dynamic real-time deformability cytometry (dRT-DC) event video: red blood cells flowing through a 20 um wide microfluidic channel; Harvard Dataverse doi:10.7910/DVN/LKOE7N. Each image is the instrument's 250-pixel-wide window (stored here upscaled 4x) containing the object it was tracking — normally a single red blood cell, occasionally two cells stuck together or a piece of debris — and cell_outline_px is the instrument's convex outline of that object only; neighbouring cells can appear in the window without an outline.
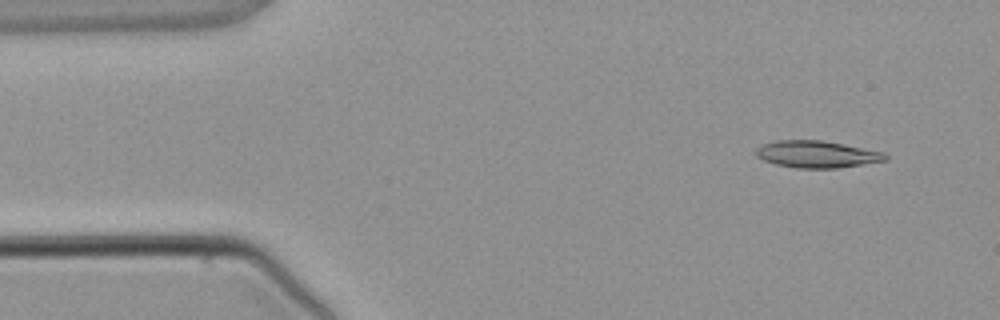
{"species": "common noctule bat (a hibernating species)", "species_latin": "Nyctalus noctula", "temperature_condition": "warm", "stored_images_in_passage": 3, "camera_frame_rate_fps": 3000, "um_per_image_px": 0.085, "animal": {"sex": "male", "body_mass_g": 21.5, "forearm_length_mm": 52.0}, "frame": {"image": 1, "passage_image": 1, "time_ms": 0.0, "image_size_px": [1000, 320], "cell_outline_px": [[888, 160], [836, 168], [796, 168], [776, 164], [764, 160], [756, 156], [756, 148], [760, 144], [776, 140], [820, 140], [844, 144], [884, 152], [888, 156]], "centroid_in_image_um": [69.41, 13.1], "position_along_channel_um": 15.6, "area_um2": 20.35}}
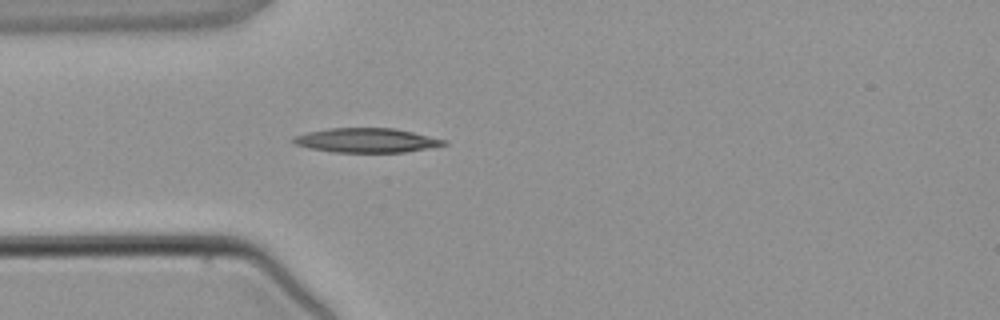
{"frame": {"image": 2, "passage_image": 3, "time_ms": 2.667, "image_size_px": [1000, 320], "cell_outline_px": [[448, 144], [428, 148], [404, 152], [332, 152], [308, 148], [292, 144], [292, 136], [308, 132], [328, 128], [396, 128], [448, 140]], "centroid_in_image_um": [31.13, 11.92], "position_along_channel_um": 53.9, "area_um2": 21.56}}